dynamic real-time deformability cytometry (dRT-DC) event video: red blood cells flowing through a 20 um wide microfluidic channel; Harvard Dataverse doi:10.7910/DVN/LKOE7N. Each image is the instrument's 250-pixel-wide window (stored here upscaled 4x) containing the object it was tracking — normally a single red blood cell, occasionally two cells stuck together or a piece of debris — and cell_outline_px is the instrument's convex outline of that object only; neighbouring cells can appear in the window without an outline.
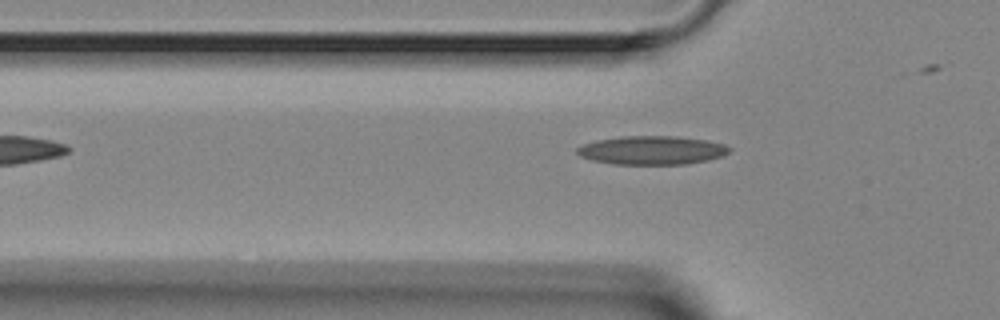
{"species": "Egyptian fruit bat (a non-hibernating species)", "species_latin": "Rousettus aegyptiacus", "temperature_condition": "room temperature", "stored_images_in_passage": 5, "camera_frame_rate_fps": 3000, "um_per_image_px": 0.085, "animal": {"sex": "female"}, "frame": {"image": 1, "passage_image": 5, "time_ms": 4.667, "image_size_px": [1000, 320], "cell_outline_px": [[732, 148], [728, 152], [720, 156], [708, 160], [684, 164], [616, 164], [592, 160], [580, 156], [576, 152], [576, 148], [584, 144], [596, 140], [620, 136], [676, 136], [708, 140], [724, 144]], "centroid_in_image_um": [55.41, 12.76], "position_along_channel_um": 70.4, "area_um2": 25.37}}